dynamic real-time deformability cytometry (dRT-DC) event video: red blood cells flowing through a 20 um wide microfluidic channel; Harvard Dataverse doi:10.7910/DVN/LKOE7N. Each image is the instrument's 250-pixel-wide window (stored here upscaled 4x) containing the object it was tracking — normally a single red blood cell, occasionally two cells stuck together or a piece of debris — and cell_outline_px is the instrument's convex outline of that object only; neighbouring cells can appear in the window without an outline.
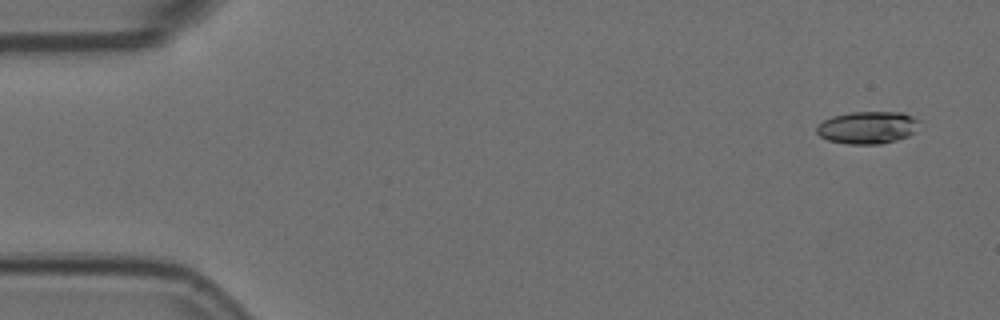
{"species": "Egyptian fruit bat (a non-hibernating species)", "species_latin": "Rousettus aegyptiacus", "temperature_condition": "room temperature", "stored_images_in_passage": 5, "camera_frame_rate_fps": 3000, "um_per_image_px": 0.085, "animal": {"sex": "female"}, "frame": {"image": 1, "passage_image": 1, "time_ms": 0.0, "image_size_px": [1000, 320], "cell_outline_px": [[920, 120], [916, 132], [908, 136], [896, 140], [880, 144], [848, 144], [828, 140], [820, 136], [816, 132], [816, 128], [824, 120], [832, 116], [848, 112], [904, 112]], "centroid_in_image_um": [73.77, 10.83], "position_along_channel_um": 11.2, "area_um2": 19.54}}
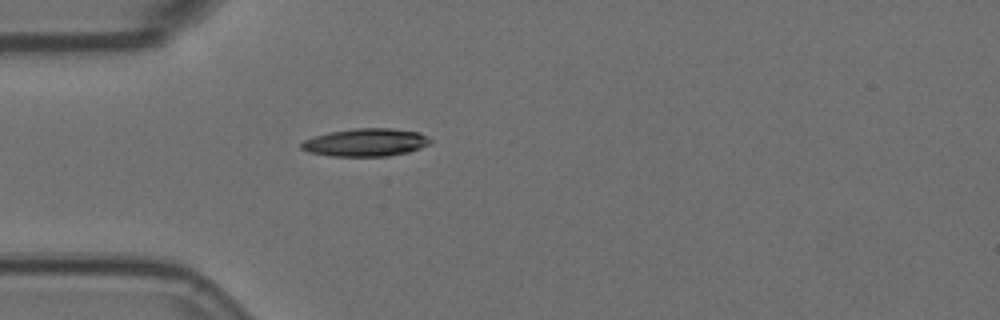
{"frame": {"image": 2, "passage_image": 5, "time_ms": 1.333, "image_size_px": [1000, 320], "cell_outline_px": [[432, 144], [408, 152], [388, 156], [328, 156], [308, 152], [300, 148], [300, 144], [304, 140], [328, 132], [356, 128], [392, 128], [420, 132], [428, 136], [432, 140]], "centroid_in_image_um": [31.12, 12.1], "position_along_channel_um": 53.9, "area_um2": 21.15}}